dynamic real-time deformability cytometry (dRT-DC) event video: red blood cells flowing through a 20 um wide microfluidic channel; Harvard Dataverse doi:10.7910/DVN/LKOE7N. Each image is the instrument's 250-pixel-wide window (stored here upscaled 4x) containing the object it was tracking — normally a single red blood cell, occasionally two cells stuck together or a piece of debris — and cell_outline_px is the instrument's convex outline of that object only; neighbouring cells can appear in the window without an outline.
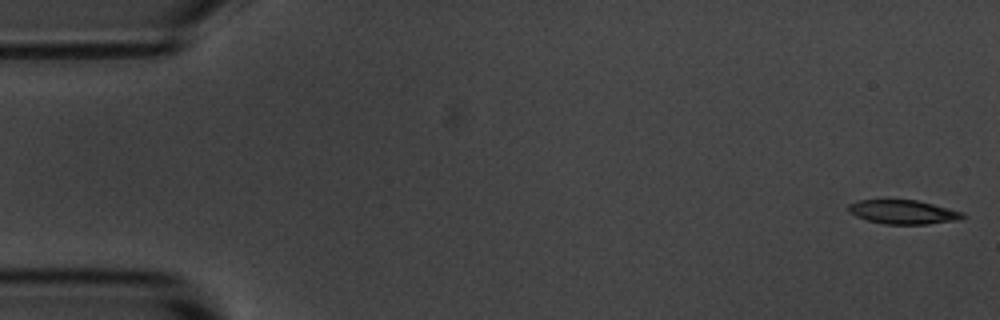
{"species": "common noctule bat (a hibernating species)", "species_latin": "Nyctalus noctula", "temperature_condition": "room temperature", "stored_images_in_passage": 10, "camera_frame_rate_fps": 3000, "um_per_image_px": 0.085, "animal": {"sex": "male", "body_mass_g": 20.1, "forearm_length_mm": 53.5}, "frame": {"image": 1, "passage_image": 1, "time_ms": 0.0, "image_size_px": [1000, 320], "cell_outline_px": [[968, 216], [960, 220], [928, 224], [884, 224], [868, 220], [856, 216], [848, 212], [848, 204], [860, 200], [916, 200], [964, 212]], "centroid_in_image_um": [76.8, 18.03], "position_along_channel_um": 8.2, "area_um2": 16.01}}